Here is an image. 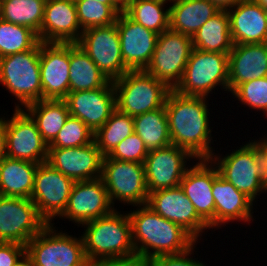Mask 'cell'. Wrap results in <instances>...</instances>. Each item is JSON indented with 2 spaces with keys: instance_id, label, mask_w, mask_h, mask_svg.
I'll return each instance as SVG.
<instances>
[{
  "instance_id": "6da1fadb",
  "label": "cell",
  "mask_w": 267,
  "mask_h": 266,
  "mask_svg": "<svg viewBox=\"0 0 267 266\" xmlns=\"http://www.w3.org/2000/svg\"><path fill=\"white\" fill-rule=\"evenodd\" d=\"M181 95L170 90L165 109L171 143L187 150L196 159H210L215 152L210 126L209 99Z\"/></svg>"
},
{
  "instance_id": "7a4b0ae2",
  "label": "cell",
  "mask_w": 267,
  "mask_h": 266,
  "mask_svg": "<svg viewBox=\"0 0 267 266\" xmlns=\"http://www.w3.org/2000/svg\"><path fill=\"white\" fill-rule=\"evenodd\" d=\"M128 211L132 242L138 256L147 262L162 255L188 251L197 241L181 226L169 221L146 204Z\"/></svg>"
},
{
  "instance_id": "3957f363",
  "label": "cell",
  "mask_w": 267,
  "mask_h": 266,
  "mask_svg": "<svg viewBox=\"0 0 267 266\" xmlns=\"http://www.w3.org/2000/svg\"><path fill=\"white\" fill-rule=\"evenodd\" d=\"M118 210L119 208L106 216L81 225L84 227L81 237L89 263L136 254L128 213Z\"/></svg>"
},
{
  "instance_id": "277c9868",
  "label": "cell",
  "mask_w": 267,
  "mask_h": 266,
  "mask_svg": "<svg viewBox=\"0 0 267 266\" xmlns=\"http://www.w3.org/2000/svg\"><path fill=\"white\" fill-rule=\"evenodd\" d=\"M227 154L213 153L210 160L217 167L219 175L231 183L238 191L244 193L254 203L267 194L261 161L257 149V138ZM223 155V156H222Z\"/></svg>"
},
{
  "instance_id": "5b68a950",
  "label": "cell",
  "mask_w": 267,
  "mask_h": 266,
  "mask_svg": "<svg viewBox=\"0 0 267 266\" xmlns=\"http://www.w3.org/2000/svg\"><path fill=\"white\" fill-rule=\"evenodd\" d=\"M228 54L229 53L206 52L193 48L186 68L184 69L182 79L174 90L181 95L209 99L211 94H215V90L224 89L222 91H226L228 94Z\"/></svg>"
},
{
  "instance_id": "8992f818",
  "label": "cell",
  "mask_w": 267,
  "mask_h": 266,
  "mask_svg": "<svg viewBox=\"0 0 267 266\" xmlns=\"http://www.w3.org/2000/svg\"><path fill=\"white\" fill-rule=\"evenodd\" d=\"M0 85L15 97L14 108L42 100L40 41L31 50L0 58Z\"/></svg>"
},
{
  "instance_id": "52a82bcc",
  "label": "cell",
  "mask_w": 267,
  "mask_h": 266,
  "mask_svg": "<svg viewBox=\"0 0 267 266\" xmlns=\"http://www.w3.org/2000/svg\"><path fill=\"white\" fill-rule=\"evenodd\" d=\"M112 83L116 108L132 117L162 108L170 91L145 70H129Z\"/></svg>"
},
{
  "instance_id": "ba28073f",
  "label": "cell",
  "mask_w": 267,
  "mask_h": 266,
  "mask_svg": "<svg viewBox=\"0 0 267 266\" xmlns=\"http://www.w3.org/2000/svg\"><path fill=\"white\" fill-rule=\"evenodd\" d=\"M48 224L27 244L26 253L35 266H90L83 240Z\"/></svg>"
},
{
  "instance_id": "9c48e42d",
  "label": "cell",
  "mask_w": 267,
  "mask_h": 266,
  "mask_svg": "<svg viewBox=\"0 0 267 266\" xmlns=\"http://www.w3.org/2000/svg\"><path fill=\"white\" fill-rule=\"evenodd\" d=\"M101 179L114 207L117 203L133 207L147 203L149 193L143 164L105 156Z\"/></svg>"
},
{
  "instance_id": "30bf717a",
  "label": "cell",
  "mask_w": 267,
  "mask_h": 266,
  "mask_svg": "<svg viewBox=\"0 0 267 266\" xmlns=\"http://www.w3.org/2000/svg\"><path fill=\"white\" fill-rule=\"evenodd\" d=\"M193 49L192 38L172 30L158 35L155 50L145 71L174 90L182 79Z\"/></svg>"
},
{
  "instance_id": "8fae6325",
  "label": "cell",
  "mask_w": 267,
  "mask_h": 266,
  "mask_svg": "<svg viewBox=\"0 0 267 266\" xmlns=\"http://www.w3.org/2000/svg\"><path fill=\"white\" fill-rule=\"evenodd\" d=\"M47 225L31 199L0 195V242L26 246Z\"/></svg>"
},
{
  "instance_id": "7c38bea8",
  "label": "cell",
  "mask_w": 267,
  "mask_h": 266,
  "mask_svg": "<svg viewBox=\"0 0 267 266\" xmlns=\"http://www.w3.org/2000/svg\"><path fill=\"white\" fill-rule=\"evenodd\" d=\"M110 80L121 78L129 69L125 66L116 23L83 30L76 43Z\"/></svg>"
},
{
  "instance_id": "4fadbf2b",
  "label": "cell",
  "mask_w": 267,
  "mask_h": 266,
  "mask_svg": "<svg viewBox=\"0 0 267 266\" xmlns=\"http://www.w3.org/2000/svg\"><path fill=\"white\" fill-rule=\"evenodd\" d=\"M74 183L49 163L38 164L30 199L48 224L64 212Z\"/></svg>"
},
{
  "instance_id": "5bb4252c",
  "label": "cell",
  "mask_w": 267,
  "mask_h": 266,
  "mask_svg": "<svg viewBox=\"0 0 267 266\" xmlns=\"http://www.w3.org/2000/svg\"><path fill=\"white\" fill-rule=\"evenodd\" d=\"M7 157L30 161L47 162L48 145L31 116L24 109L14 108L11 117H5Z\"/></svg>"
},
{
  "instance_id": "9a60e30c",
  "label": "cell",
  "mask_w": 267,
  "mask_h": 266,
  "mask_svg": "<svg viewBox=\"0 0 267 266\" xmlns=\"http://www.w3.org/2000/svg\"><path fill=\"white\" fill-rule=\"evenodd\" d=\"M194 159L187 150L174 144L150 150L143 163L148 193L179 186Z\"/></svg>"
},
{
  "instance_id": "2e32d148",
  "label": "cell",
  "mask_w": 267,
  "mask_h": 266,
  "mask_svg": "<svg viewBox=\"0 0 267 266\" xmlns=\"http://www.w3.org/2000/svg\"><path fill=\"white\" fill-rule=\"evenodd\" d=\"M146 205L163 218L181 226L198 243L205 231L210 229L209 225L197 214L180 185L151 192Z\"/></svg>"
},
{
  "instance_id": "e0dca14e",
  "label": "cell",
  "mask_w": 267,
  "mask_h": 266,
  "mask_svg": "<svg viewBox=\"0 0 267 266\" xmlns=\"http://www.w3.org/2000/svg\"><path fill=\"white\" fill-rule=\"evenodd\" d=\"M117 206L111 203L101 178L75 181L64 212L58 217L72 221L76 226L112 213Z\"/></svg>"
},
{
  "instance_id": "ac0fdd59",
  "label": "cell",
  "mask_w": 267,
  "mask_h": 266,
  "mask_svg": "<svg viewBox=\"0 0 267 266\" xmlns=\"http://www.w3.org/2000/svg\"><path fill=\"white\" fill-rule=\"evenodd\" d=\"M70 43L40 41L42 99L64 100L69 93Z\"/></svg>"
},
{
  "instance_id": "d6986e66",
  "label": "cell",
  "mask_w": 267,
  "mask_h": 266,
  "mask_svg": "<svg viewBox=\"0 0 267 266\" xmlns=\"http://www.w3.org/2000/svg\"><path fill=\"white\" fill-rule=\"evenodd\" d=\"M104 156L95 140L72 148H48L47 163L74 181L101 178Z\"/></svg>"
},
{
  "instance_id": "ffe728a7",
  "label": "cell",
  "mask_w": 267,
  "mask_h": 266,
  "mask_svg": "<svg viewBox=\"0 0 267 266\" xmlns=\"http://www.w3.org/2000/svg\"><path fill=\"white\" fill-rule=\"evenodd\" d=\"M71 116L79 118L95 133L116 109L112 81L95 90L69 92L64 99Z\"/></svg>"
},
{
  "instance_id": "44dd1931",
  "label": "cell",
  "mask_w": 267,
  "mask_h": 266,
  "mask_svg": "<svg viewBox=\"0 0 267 266\" xmlns=\"http://www.w3.org/2000/svg\"><path fill=\"white\" fill-rule=\"evenodd\" d=\"M115 23L125 66L129 70H145L151 61L159 34L131 20L124 12L118 14Z\"/></svg>"
},
{
  "instance_id": "7402d4cb",
  "label": "cell",
  "mask_w": 267,
  "mask_h": 266,
  "mask_svg": "<svg viewBox=\"0 0 267 266\" xmlns=\"http://www.w3.org/2000/svg\"><path fill=\"white\" fill-rule=\"evenodd\" d=\"M212 195L215 201V230L233 222H244L250 226L255 220L253 211L257 204L221 177L214 164Z\"/></svg>"
},
{
  "instance_id": "603a6c76",
  "label": "cell",
  "mask_w": 267,
  "mask_h": 266,
  "mask_svg": "<svg viewBox=\"0 0 267 266\" xmlns=\"http://www.w3.org/2000/svg\"><path fill=\"white\" fill-rule=\"evenodd\" d=\"M186 170L180 187L191 201L197 214L215 229V201L212 195L213 163L210 159H196Z\"/></svg>"
},
{
  "instance_id": "cb8c5ba5",
  "label": "cell",
  "mask_w": 267,
  "mask_h": 266,
  "mask_svg": "<svg viewBox=\"0 0 267 266\" xmlns=\"http://www.w3.org/2000/svg\"><path fill=\"white\" fill-rule=\"evenodd\" d=\"M82 32L74 0H46L39 41L77 43Z\"/></svg>"
},
{
  "instance_id": "d4e9b609",
  "label": "cell",
  "mask_w": 267,
  "mask_h": 266,
  "mask_svg": "<svg viewBox=\"0 0 267 266\" xmlns=\"http://www.w3.org/2000/svg\"><path fill=\"white\" fill-rule=\"evenodd\" d=\"M227 13L233 45L267 42V18L260 4L254 0H242Z\"/></svg>"
},
{
  "instance_id": "484cf974",
  "label": "cell",
  "mask_w": 267,
  "mask_h": 266,
  "mask_svg": "<svg viewBox=\"0 0 267 266\" xmlns=\"http://www.w3.org/2000/svg\"><path fill=\"white\" fill-rule=\"evenodd\" d=\"M229 93L238 85L267 77V42L235 44L228 54Z\"/></svg>"
},
{
  "instance_id": "4316f807",
  "label": "cell",
  "mask_w": 267,
  "mask_h": 266,
  "mask_svg": "<svg viewBox=\"0 0 267 266\" xmlns=\"http://www.w3.org/2000/svg\"><path fill=\"white\" fill-rule=\"evenodd\" d=\"M169 8V29L191 38L220 10L207 0H175Z\"/></svg>"
},
{
  "instance_id": "83f0119b",
  "label": "cell",
  "mask_w": 267,
  "mask_h": 266,
  "mask_svg": "<svg viewBox=\"0 0 267 266\" xmlns=\"http://www.w3.org/2000/svg\"><path fill=\"white\" fill-rule=\"evenodd\" d=\"M37 163L6 157L0 163V195L30 199Z\"/></svg>"
},
{
  "instance_id": "f1b7e54d",
  "label": "cell",
  "mask_w": 267,
  "mask_h": 266,
  "mask_svg": "<svg viewBox=\"0 0 267 266\" xmlns=\"http://www.w3.org/2000/svg\"><path fill=\"white\" fill-rule=\"evenodd\" d=\"M34 120L43 141L49 146L70 113L65 100L42 99L23 108Z\"/></svg>"
},
{
  "instance_id": "f546056e",
  "label": "cell",
  "mask_w": 267,
  "mask_h": 266,
  "mask_svg": "<svg viewBox=\"0 0 267 266\" xmlns=\"http://www.w3.org/2000/svg\"><path fill=\"white\" fill-rule=\"evenodd\" d=\"M69 64V92L95 90L110 82L76 43H70Z\"/></svg>"
},
{
  "instance_id": "4dcf8cb0",
  "label": "cell",
  "mask_w": 267,
  "mask_h": 266,
  "mask_svg": "<svg viewBox=\"0 0 267 266\" xmlns=\"http://www.w3.org/2000/svg\"><path fill=\"white\" fill-rule=\"evenodd\" d=\"M193 48L206 52L229 53L233 42L227 10H219L192 37Z\"/></svg>"
},
{
  "instance_id": "1f68e13d",
  "label": "cell",
  "mask_w": 267,
  "mask_h": 266,
  "mask_svg": "<svg viewBox=\"0 0 267 266\" xmlns=\"http://www.w3.org/2000/svg\"><path fill=\"white\" fill-rule=\"evenodd\" d=\"M134 133L150 150L168 146L171 143L165 106L133 117Z\"/></svg>"
},
{
  "instance_id": "d6a6232c",
  "label": "cell",
  "mask_w": 267,
  "mask_h": 266,
  "mask_svg": "<svg viewBox=\"0 0 267 266\" xmlns=\"http://www.w3.org/2000/svg\"><path fill=\"white\" fill-rule=\"evenodd\" d=\"M46 0H0V18L32 29L37 35L44 19Z\"/></svg>"
},
{
  "instance_id": "836d02e7",
  "label": "cell",
  "mask_w": 267,
  "mask_h": 266,
  "mask_svg": "<svg viewBox=\"0 0 267 266\" xmlns=\"http://www.w3.org/2000/svg\"><path fill=\"white\" fill-rule=\"evenodd\" d=\"M165 4L161 0H133L124 13L146 29L161 34L169 30L170 8Z\"/></svg>"
},
{
  "instance_id": "e575fe53",
  "label": "cell",
  "mask_w": 267,
  "mask_h": 266,
  "mask_svg": "<svg viewBox=\"0 0 267 266\" xmlns=\"http://www.w3.org/2000/svg\"><path fill=\"white\" fill-rule=\"evenodd\" d=\"M132 133H134L133 117L116 108L105 124L94 133V140L105 157Z\"/></svg>"
},
{
  "instance_id": "d590c367",
  "label": "cell",
  "mask_w": 267,
  "mask_h": 266,
  "mask_svg": "<svg viewBox=\"0 0 267 266\" xmlns=\"http://www.w3.org/2000/svg\"><path fill=\"white\" fill-rule=\"evenodd\" d=\"M38 42V35L32 29L0 18V58L31 50Z\"/></svg>"
},
{
  "instance_id": "8d00e7d4",
  "label": "cell",
  "mask_w": 267,
  "mask_h": 266,
  "mask_svg": "<svg viewBox=\"0 0 267 266\" xmlns=\"http://www.w3.org/2000/svg\"><path fill=\"white\" fill-rule=\"evenodd\" d=\"M74 1L82 30L112 25L116 22L118 14L121 13L113 4H103L95 0Z\"/></svg>"
},
{
  "instance_id": "74e56055",
  "label": "cell",
  "mask_w": 267,
  "mask_h": 266,
  "mask_svg": "<svg viewBox=\"0 0 267 266\" xmlns=\"http://www.w3.org/2000/svg\"><path fill=\"white\" fill-rule=\"evenodd\" d=\"M94 140V133L79 118L69 115L64 126L48 148H72L87 145Z\"/></svg>"
},
{
  "instance_id": "f35d334b",
  "label": "cell",
  "mask_w": 267,
  "mask_h": 266,
  "mask_svg": "<svg viewBox=\"0 0 267 266\" xmlns=\"http://www.w3.org/2000/svg\"><path fill=\"white\" fill-rule=\"evenodd\" d=\"M232 98L248 106L255 112L267 117V77L250 80L238 85L232 92ZM257 110V111H256Z\"/></svg>"
},
{
  "instance_id": "ab89813d",
  "label": "cell",
  "mask_w": 267,
  "mask_h": 266,
  "mask_svg": "<svg viewBox=\"0 0 267 266\" xmlns=\"http://www.w3.org/2000/svg\"><path fill=\"white\" fill-rule=\"evenodd\" d=\"M148 152L143 140L136 133H132L120 142L108 157L143 164Z\"/></svg>"
},
{
  "instance_id": "60d3db41",
  "label": "cell",
  "mask_w": 267,
  "mask_h": 266,
  "mask_svg": "<svg viewBox=\"0 0 267 266\" xmlns=\"http://www.w3.org/2000/svg\"><path fill=\"white\" fill-rule=\"evenodd\" d=\"M198 242L191 247L188 251L181 253V254H175V255H162L155 258H152L147 262V266H209L201 261L198 258H195L196 256L194 252L198 250L197 247Z\"/></svg>"
},
{
  "instance_id": "b9f144b4",
  "label": "cell",
  "mask_w": 267,
  "mask_h": 266,
  "mask_svg": "<svg viewBox=\"0 0 267 266\" xmlns=\"http://www.w3.org/2000/svg\"><path fill=\"white\" fill-rule=\"evenodd\" d=\"M26 253V246L14 242H0V266H16Z\"/></svg>"
},
{
  "instance_id": "7bdbcfd3",
  "label": "cell",
  "mask_w": 267,
  "mask_h": 266,
  "mask_svg": "<svg viewBox=\"0 0 267 266\" xmlns=\"http://www.w3.org/2000/svg\"><path fill=\"white\" fill-rule=\"evenodd\" d=\"M90 266H147V261L135 254L125 258L97 260L90 263Z\"/></svg>"
},
{
  "instance_id": "ee69618b",
  "label": "cell",
  "mask_w": 267,
  "mask_h": 266,
  "mask_svg": "<svg viewBox=\"0 0 267 266\" xmlns=\"http://www.w3.org/2000/svg\"><path fill=\"white\" fill-rule=\"evenodd\" d=\"M267 132L263 137L257 138V149L261 161L264 180L267 186Z\"/></svg>"
},
{
  "instance_id": "f6af8a7d",
  "label": "cell",
  "mask_w": 267,
  "mask_h": 266,
  "mask_svg": "<svg viewBox=\"0 0 267 266\" xmlns=\"http://www.w3.org/2000/svg\"><path fill=\"white\" fill-rule=\"evenodd\" d=\"M7 157L6 153V131L5 116L0 115V163Z\"/></svg>"
},
{
  "instance_id": "bcb514c9",
  "label": "cell",
  "mask_w": 267,
  "mask_h": 266,
  "mask_svg": "<svg viewBox=\"0 0 267 266\" xmlns=\"http://www.w3.org/2000/svg\"><path fill=\"white\" fill-rule=\"evenodd\" d=\"M214 3L220 10H228L242 0H207Z\"/></svg>"
},
{
  "instance_id": "7dc6e473",
  "label": "cell",
  "mask_w": 267,
  "mask_h": 266,
  "mask_svg": "<svg viewBox=\"0 0 267 266\" xmlns=\"http://www.w3.org/2000/svg\"><path fill=\"white\" fill-rule=\"evenodd\" d=\"M133 0H111V3L120 11L124 12Z\"/></svg>"
},
{
  "instance_id": "c3c4849f",
  "label": "cell",
  "mask_w": 267,
  "mask_h": 266,
  "mask_svg": "<svg viewBox=\"0 0 267 266\" xmlns=\"http://www.w3.org/2000/svg\"><path fill=\"white\" fill-rule=\"evenodd\" d=\"M16 266H35V264L27 253H25L17 262Z\"/></svg>"
},
{
  "instance_id": "681fc988",
  "label": "cell",
  "mask_w": 267,
  "mask_h": 266,
  "mask_svg": "<svg viewBox=\"0 0 267 266\" xmlns=\"http://www.w3.org/2000/svg\"><path fill=\"white\" fill-rule=\"evenodd\" d=\"M254 1L260 4L263 8H267V0H254Z\"/></svg>"
},
{
  "instance_id": "f907efd6",
  "label": "cell",
  "mask_w": 267,
  "mask_h": 266,
  "mask_svg": "<svg viewBox=\"0 0 267 266\" xmlns=\"http://www.w3.org/2000/svg\"><path fill=\"white\" fill-rule=\"evenodd\" d=\"M95 1H98V2L103 3V4H112L111 0H95Z\"/></svg>"
},
{
  "instance_id": "816d5d0a",
  "label": "cell",
  "mask_w": 267,
  "mask_h": 266,
  "mask_svg": "<svg viewBox=\"0 0 267 266\" xmlns=\"http://www.w3.org/2000/svg\"><path fill=\"white\" fill-rule=\"evenodd\" d=\"M161 1H164V2H167V3H173L175 0H161Z\"/></svg>"
},
{
  "instance_id": "f5cc1de1",
  "label": "cell",
  "mask_w": 267,
  "mask_h": 266,
  "mask_svg": "<svg viewBox=\"0 0 267 266\" xmlns=\"http://www.w3.org/2000/svg\"><path fill=\"white\" fill-rule=\"evenodd\" d=\"M264 11H265V15H266V18H267V8H264Z\"/></svg>"
}]
</instances>
